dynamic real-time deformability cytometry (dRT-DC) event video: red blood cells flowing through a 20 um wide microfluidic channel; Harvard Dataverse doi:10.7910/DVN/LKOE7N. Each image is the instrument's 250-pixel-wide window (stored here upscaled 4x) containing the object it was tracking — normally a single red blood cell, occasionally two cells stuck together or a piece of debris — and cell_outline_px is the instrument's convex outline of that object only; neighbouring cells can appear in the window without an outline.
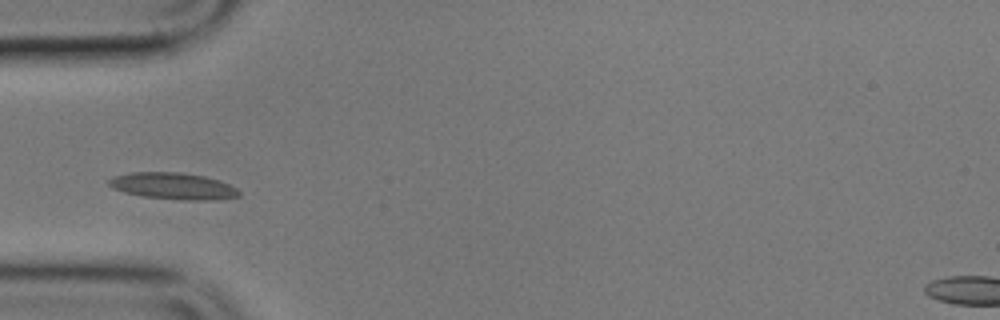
{"species": "common noctule bat (a hibernating species)", "species_latin": "Nyctalus noctula", "temperature_condition": "cold", "stored_images_in_passage": 5, "camera_frame_rate_fps": 3000, "um_per_image_px": 0.085, "animal": {"sex": "male", "body_mass_g": 17.9}, "frame": {"image": 1, "passage_image": 5, "time_ms": 4.667, "image_size_px": [1000, 320], "cell_outline_px": [[240, 196], [212, 200], [184, 200], [144, 196], [124, 192], [108, 184], [108, 180], [112, 176], [132, 172], [176, 172], [204, 176], [228, 184], [236, 188], [240, 192]], "centroid_in_image_um": [14.71, 15.81], "position_along_channel_um": 70.3, "area_um2": 19.88}}